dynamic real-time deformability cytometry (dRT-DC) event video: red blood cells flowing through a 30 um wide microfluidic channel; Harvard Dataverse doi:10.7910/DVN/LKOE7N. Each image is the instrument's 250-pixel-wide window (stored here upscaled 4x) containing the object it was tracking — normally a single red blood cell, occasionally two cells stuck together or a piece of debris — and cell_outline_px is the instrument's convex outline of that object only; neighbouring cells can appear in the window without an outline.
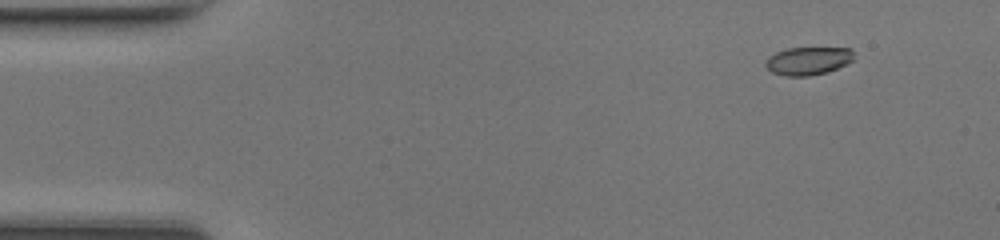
{"species": "common noctule bat (a hibernating species)", "species_latin": "Nyctalus noctula", "temperature_condition": "room temperature", "stored_images_in_passage": 47, "camera_frame_rate_fps": 3000, "um_per_image_px": 0.085, "animal": {"sex": "female", "body_mass_g": 17.0, "forearm_length_mm": 48.0}, "frame": {"image": 1, "passage_image": 4, "time_ms": 1.0, "image_size_px": [1000, 240], "cell_outline_px": [[852, 60], [848, 64], [828, 72], [808, 76], [784, 76], [772, 72], [764, 64], [768, 56], [776, 52], [788, 48], [852, 48]], "centroid_in_image_um": [68.67, 5.18], "position_along_channel_um": 16.3, "area_um2": 14.45}}
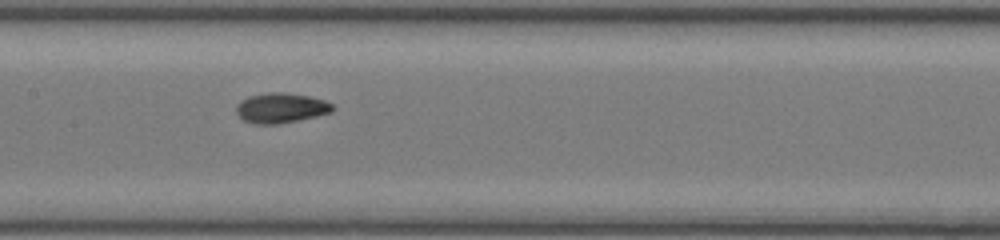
{"frame": {"image": 2, "passage_image": 23, "time_ms": 7.333, "image_size_px": [1000, 240], "cell_outline_px": [[336, 108], [332, 112], [316, 116], [276, 124], [256, 124], [244, 120], [236, 112], [236, 104], [240, 100], [248, 96], [268, 92], [280, 92], [308, 96], [324, 100], [332, 104]], "centroid_in_image_um": [23.86, 9.17], "position_along_channel_um": 183.5, "area_um2": 16.76}}
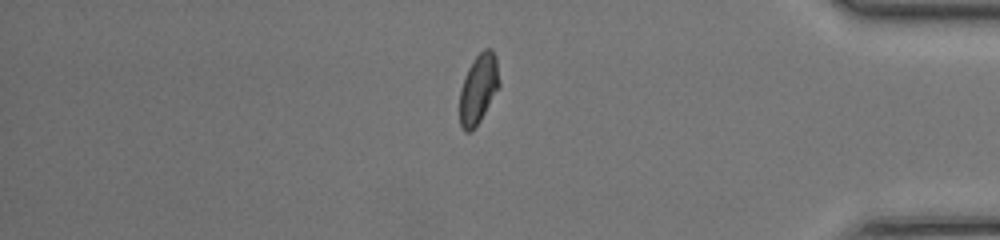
{"frame": {"image": 3, "passage_image": 40, "time_ms": 13.0, "image_size_px": [1000, 240], "cell_outline_px": [[500, 88], [480, 120], [472, 132], [464, 132], [460, 124], [460, 88], [464, 76], [472, 60], [484, 48], [492, 48], [496, 56], [500, 80]], "centroid_in_image_um": [40.68, 7.54], "position_along_channel_um": 394.5, "area_um2": 16.42}, "authors_computed_cell_mechanics": {"area_um2": 16.0684, "velocity_mm_per_s": 4.3071, "shape_relaxation_time_tau1_ms": 2.6124, "shape_relaxation_time_tau2_ms": 1.3637, "deformation_change_tau1": 0.1243, "deformation_change_tau2": 0.0425}}